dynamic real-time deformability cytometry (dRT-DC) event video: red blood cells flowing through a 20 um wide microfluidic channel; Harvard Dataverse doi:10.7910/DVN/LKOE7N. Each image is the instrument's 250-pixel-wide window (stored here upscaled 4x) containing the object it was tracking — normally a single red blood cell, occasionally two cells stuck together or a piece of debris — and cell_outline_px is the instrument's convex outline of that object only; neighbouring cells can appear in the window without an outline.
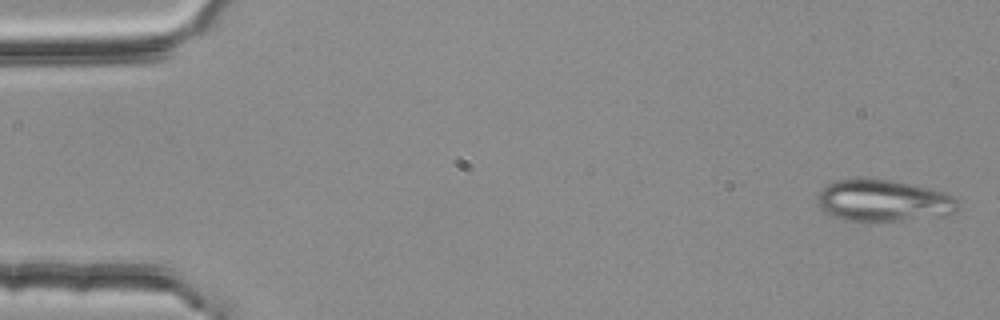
{"species": "common noctule bat (a hibernating species)", "species_latin": "Nyctalus noctula", "temperature_condition": "room temperature", "stored_images_in_passage": 4, "camera_frame_rate_fps": 3000, "um_per_image_px": 0.085, "animal": {"sex": "female", "body_mass_g": 25.1}, "frame": {"image": 1, "passage_image": 1, "time_ms": 0.0, "image_size_px": [1000, 320], "cell_outline_px": [[960, 208], [956, 212], [940, 216], [900, 220], [844, 220], [824, 212], [820, 208], [820, 192], [828, 184], [836, 180], [888, 180], [928, 188], [944, 192], [952, 196], [960, 204]], "centroid_in_image_um": [75.15, 17.07], "position_along_channel_um": 9.9, "area_um2": 33.18}}